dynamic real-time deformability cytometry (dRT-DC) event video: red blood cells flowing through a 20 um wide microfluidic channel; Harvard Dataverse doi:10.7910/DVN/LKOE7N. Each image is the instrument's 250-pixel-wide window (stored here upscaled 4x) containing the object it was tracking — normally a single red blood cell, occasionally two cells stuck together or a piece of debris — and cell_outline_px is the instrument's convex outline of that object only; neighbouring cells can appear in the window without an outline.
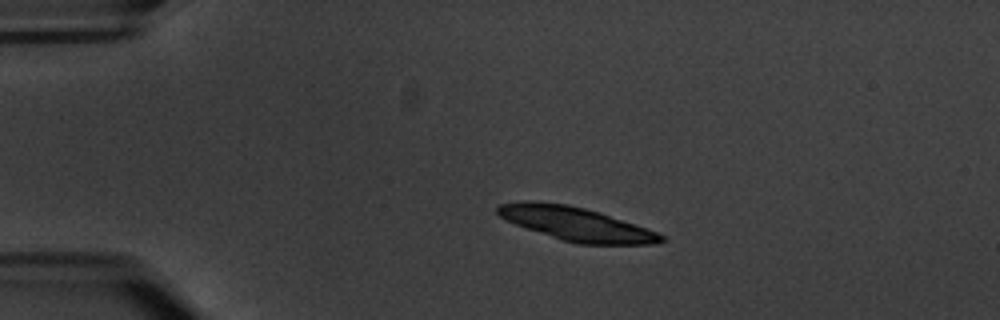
{"species": "common noctule bat (a hibernating species)", "species_latin": "Nyctalus noctula", "temperature_condition": "warm", "stored_images_in_passage": 5, "camera_frame_rate_fps": 3000, "um_per_image_px": 0.085, "animal": {"sex": "male", "body_mass_g": 20.1, "forearm_length_mm": 53.5}, "frame": {"image": 1, "passage_image": 2, "time_ms": 1.333, "image_size_px": [1000, 320], "cell_outline_px": [[668, 240], [652, 244], [580, 244], [560, 240], [516, 224], [500, 216], [496, 212], [496, 208], [500, 204], [528, 200], [532, 200], [568, 204], [600, 212], [636, 224], [656, 232], [664, 236]], "centroid_in_image_um": [48.98, 19.02], "position_along_channel_um": 36.0, "area_um2": 31.96}}